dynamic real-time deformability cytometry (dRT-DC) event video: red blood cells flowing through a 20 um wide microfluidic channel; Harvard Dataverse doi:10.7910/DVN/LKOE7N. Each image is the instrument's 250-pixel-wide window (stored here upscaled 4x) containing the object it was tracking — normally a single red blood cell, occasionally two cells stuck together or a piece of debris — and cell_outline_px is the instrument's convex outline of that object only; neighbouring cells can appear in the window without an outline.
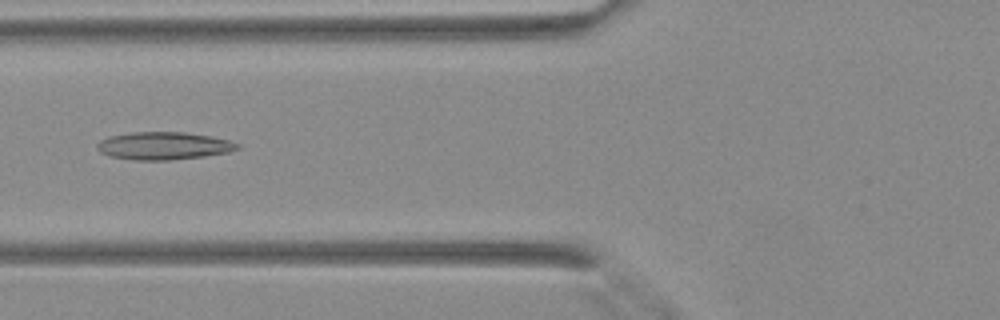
{"species": "Egyptian fruit bat (a non-hibernating species)", "species_latin": "Rousettus aegyptiacus", "temperature_condition": "warm", "stored_images_in_passage": 36, "segment_of_instrument_passage": [1, 2], "camera_frame_rate_fps": 3000, "um_per_image_px": 0.085, "animal": {"sex": "female"}, "frame": {"image": 1, "passage_image": 10, "time_ms": 3.0, "image_size_px": [1000, 320], "cell_outline_px": [[240, 148], [228, 152], [204, 156], [168, 160], [136, 160], [108, 156], [100, 152], [96, 148], [96, 144], [100, 140], [108, 136], [132, 132], [184, 132], [212, 136], [228, 140], [240, 144]], "centroid_in_image_um": [13.88, 12.39], "position_along_channel_um": 111.9, "area_um2": 22.72}}
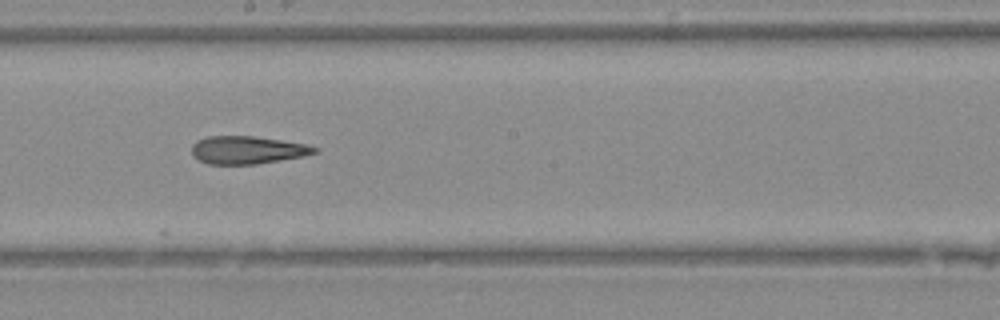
{"frame": {"image": 2, "passage_image": 17, "time_ms": 5.333, "image_size_px": [1000, 320], "cell_outline_px": [[320, 152], [304, 156], [256, 164], [208, 164], [200, 160], [192, 152], [192, 144], [196, 140], [208, 136], [252, 136], [280, 140], [304, 144], [320, 148]], "centroid_in_image_um": [21.05, 12.75], "position_along_channel_um": 227.1, "area_um2": 19.83}}
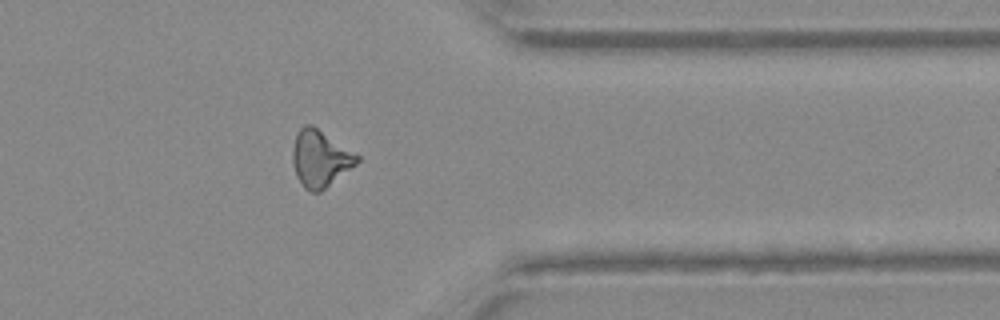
{"frame": {"image": 3, "passage_image": 27, "time_ms": 8.667, "image_size_px": [1000, 320], "cell_outline_px": [[360, 160], [356, 164], [320, 192], [312, 192], [304, 188], [296, 176], [292, 160], [292, 152], [296, 136], [300, 128], [304, 124], [312, 124], [360, 156]], "centroid_in_image_um": [27.2, 13.47], "position_along_channel_um": 384.2, "area_um2": 21.1}}